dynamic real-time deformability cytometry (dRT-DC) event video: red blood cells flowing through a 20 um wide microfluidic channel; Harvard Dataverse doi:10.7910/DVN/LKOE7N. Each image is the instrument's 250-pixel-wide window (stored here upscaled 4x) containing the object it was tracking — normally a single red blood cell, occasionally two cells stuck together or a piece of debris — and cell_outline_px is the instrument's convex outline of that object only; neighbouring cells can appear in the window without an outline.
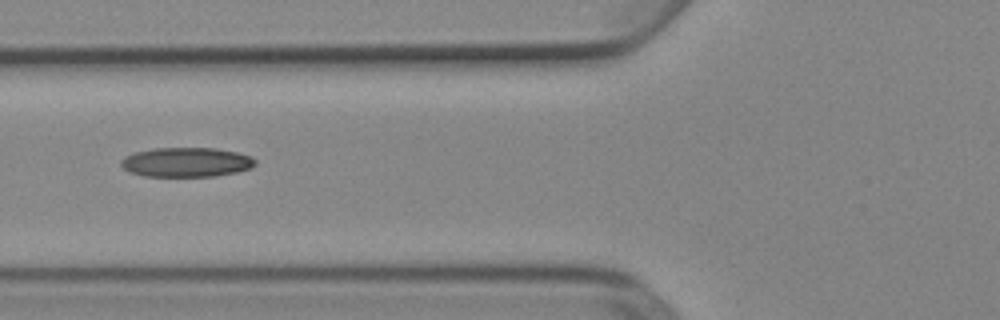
{"species": "Egyptian fruit bat (a non-hibernating species)", "species_latin": "Rousettus aegyptiacus", "temperature_condition": "cold", "stored_images_in_passage": 9, "camera_frame_rate_fps": 3000, "um_per_image_px": 0.085, "animal": {"sex": "female"}, "frame": {"image": 1, "passage_image": 6, "time_ms": 1.667, "image_size_px": [1000, 320], "cell_outline_px": [[256, 164], [252, 168], [236, 172], [212, 176], [144, 176], [132, 172], [124, 168], [120, 164], [120, 160], [124, 156], [132, 152], [152, 148], [216, 148], [236, 152], [252, 156], [256, 160]], "centroid_in_image_um": [15.84, 13.77], "position_along_channel_um": 110.0, "area_um2": 23.18}}
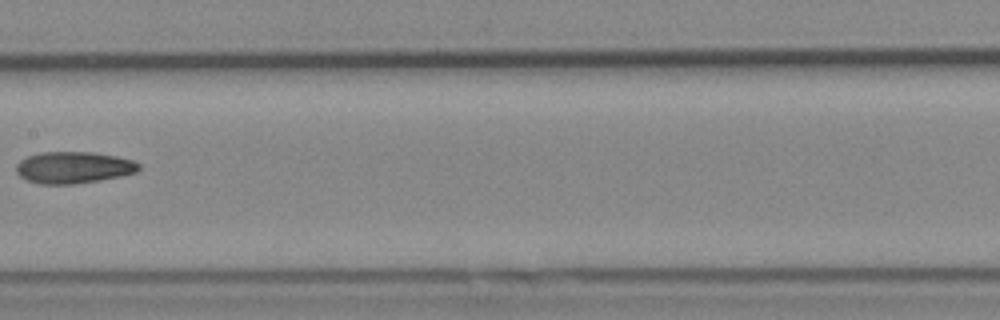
{"frame": {"image": 2, "passage_image": 8, "time_ms": 2.333, "image_size_px": [1000, 320], "cell_outline_px": [[140, 168], [136, 172], [120, 176], [100, 180], [72, 184], [40, 184], [28, 180], [20, 176], [16, 172], [16, 164], [20, 160], [28, 156], [40, 152], [92, 152], [116, 156], [132, 160], [140, 164]], "centroid_in_image_um": [6.24, 14.23], "position_along_channel_um": 201.2, "area_um2": 22.6}}
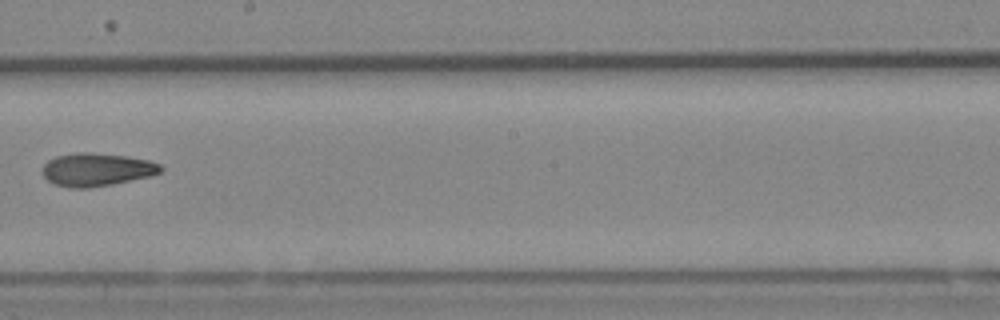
{"frame": {"image": 3, "passage_image": 9, "time_ms": 2.667, "image_size_px": [1000, 320], "cell_outline_px": [[164, 168], [160, 172], [152, 176], [112, 184], [88, 188], [72, 188], [56, 184], [48, 180], [44, 176], [44, 164], [48, 160], [56, 156], [80, 152], [92, 152], [128, 156], [148, 160], [160, 164]], "centroid_in_image_um": [8.26, 14.41], "position_along_channel_um": 239.9, "area_um2": 22.72}}